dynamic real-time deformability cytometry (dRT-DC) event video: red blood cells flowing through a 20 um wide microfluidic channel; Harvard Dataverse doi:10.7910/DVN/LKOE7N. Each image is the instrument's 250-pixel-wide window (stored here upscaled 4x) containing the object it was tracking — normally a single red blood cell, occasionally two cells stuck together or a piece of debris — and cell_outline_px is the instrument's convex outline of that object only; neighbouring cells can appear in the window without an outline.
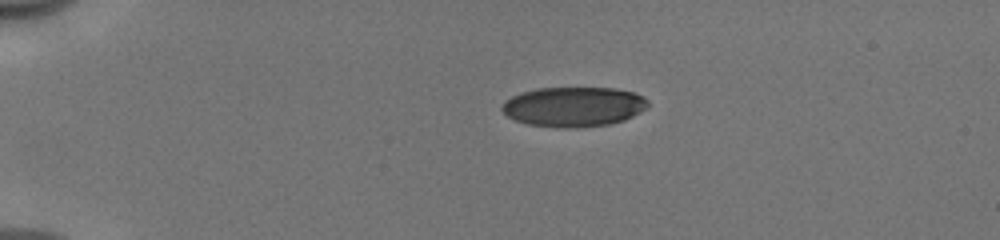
{"species": "human", "species_latin": "Homo sapiens", "temperature_condition": "cold", "stored_images_in_passage": 41, "camera_frame_rate_fps": 3000, "um_per_image_px": 0.085, "donor": {"sex": "male"}, "frame": {"image": 1, "passage_image": 1, "time_ms": 0.0, "image_size_px": [1000, 240], "cell_outline_px": [[648, 108], [624, 120], [608, 124], [576, 128], [560, 128], [528, 124], [516, 120], [508, 116], [500, 108], [500, 104], [504, 100], [520, 92], [536, 88], [616, 88], [636, 92], [644, 96], [648, 100]], "centroid_in_image_um": [48.76, 9.06], "position_along_channel_um": 36.2, "area_um2": 34.22}}
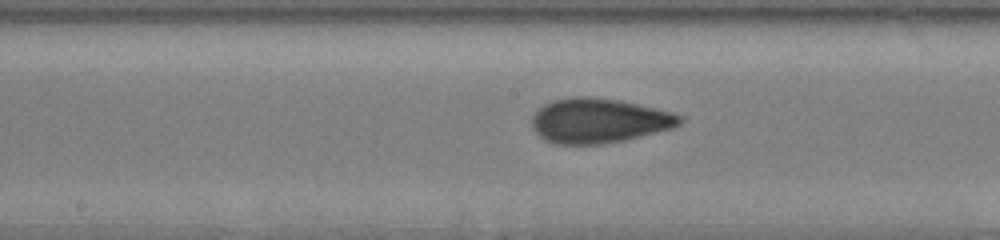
{"frame": {"image": 2, "passage_image": 18, "time_ms": 5.667, "image_size_px": [1000, 240], "cell_outline_px": [[684, 120], [680, 124], [672, 128], [624, 140], [600, 144], [556, 144], [544, 140], [532, 128], [532, 116], [544, 104], [552, 100], [572, 96], [588, 96], [620, 100], [672, 112], [684, 116]], "centroid_in_image_um": [50.9, 10.25], "position_along_channel_um": 197.3, "area_um2": 38.55}}
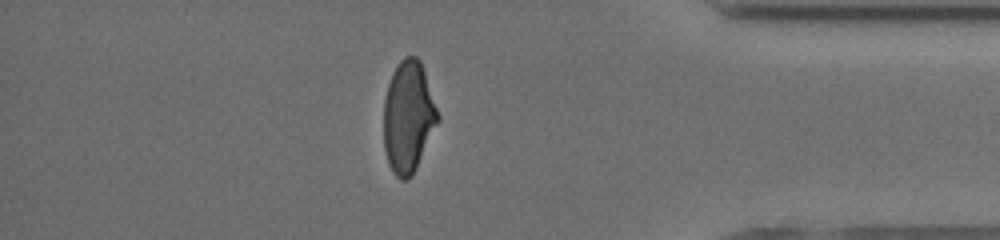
{"frame": {"image": 3, "passage_image": 35, "time_ms": 11.333, "image_size_px": [1000, 240], "cell_outline_px": [[440, 120], [412, 176], [408, 180], [400, 180], [392, 172], [388, 164], [384, 148], [384, 100], [388, 84], [392, 72], [400, 60], [404, 56], [416, 56], [420, 60], [440, 116]], "centroid_in_image_um": [34.7, 9.96], "position_along_channel_um": 400.5, "area_um2": 35.37}, "authors_computed_cell_mechanics": {"area_um2": 36.5874, "velocity_mm_per_s": 3.989, "shape_relaxation_time_tau1_ms": 4.7386, "shape_relaxation_time_tau2_ms": 1.1021, "deformation_change_tau1": 0.1641, "deformation_change_tau2": 0.0636}}